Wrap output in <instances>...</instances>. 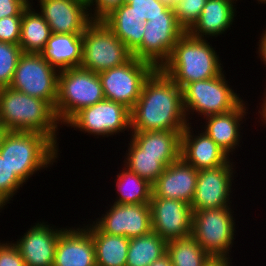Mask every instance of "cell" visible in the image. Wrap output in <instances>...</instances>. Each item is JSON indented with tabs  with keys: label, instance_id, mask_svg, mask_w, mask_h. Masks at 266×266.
I'll return each mask as SVG.
<instances>
[{
	"label": "cell",
	"instance_id": "cell-13",
	"mask_svg": "<svg viewBox=\"0 0 266 266\" xmlns=\"http://www.w3.org/2000/svg\"><path fill=\"white\" fill-rule=\"evenodd\" d=\"M232 159L224 165L198 171L196 188L190 204L192 212L231 206L232 182L237 173Z\"/></svg>",
	"mask_w": 266,
	"mask_h": 266
},
{
	"label": "cell",
	"instance_id": "cell-22",
	"mask_svg": "<svg viewBox=\"0 0 266 266\" xmlns=\"http://www.w3.org/2000/svg\"><path fill=\"white\" fill-rule=\"evenodd\" d=\"M236 2L237 0H207L198 20L187 33L192 37L208 40L225 34L236 20Z\"/></svg>",
	"mask_w": 266,
	"mask_h": 266
},
{
	"label": "cell",
	"instance_id": "cell-26",
	"mask_svg": "<svg viewBox=\"0 0 266 266\" xmlns=\"http://www.w3.org/2000/svg\"><path fill=\"white\" fill-rule=\"evenodd\" d=\"M84 226L92 235L97 266H126L129 238L103 233L92 222Z\"/></svg>",
	"mask_w": 266,
	"mask_h": 266
},
{
	"label": "cell",
	"instance_id": "cell-18",
	"mask_svg": "<svg viewBox=\"0 0 266 266\" xmlns=\"http://www.w3.org/2000/svg\"><path fill=\"white\" fill-rule=\"evenodd\" d=\"M194 131L188 124L181 134L180 157L186 163L199 171L224 165L230 160L229 155L204 131Z\"/></svg>",
	"mask_w": 266,
	"mask_h": 266
},
{
	"label": "cell",
	"instance_id": "cell-8",
	"mask_svg": "<svg viewBox=\"0 0 266 266\" xmlns=\"http://www.w3.org/2000/svg\"><path fill=\"white\" fill-rule=\"evenodd\" d=\"M132 57V52L102 20H93L82 34L83 69L100 73L123 65Z\"/></svg>",
	"mask_w": 266,
	"mask_h": 266
},
{
	"label": "cell",
	"instance_id": "cell-9",
	"mask_svg": "<svg viewBox=\"0 0 266 266\" xmlns=\"http://www.w3.org/2000/svg\"><path fill=\"white\" fill-rule=\"evenodd\" d=\"M59 72L40 53H22L9 87L29 96L43 99L55 108Z\"/></svg>",
	"mask_w": 266,
	"mask_h": 266
},
{
	"label": "cell",
	"instance_id": "cell-23",
	"mask_svg": "<svg viewBox=\"0 0 266 266\" xmlns=\"http://www.w3.org/2000/svg\"><path fill=\"white\" fill-rule=\"evenodd\" d=\"M40 54L51 66L59 71L80 67L82 60V34L51 33L46 46Z\"/></svg>",
	"mask_w": 266,
	"mask_h": 266
},
{
	"label": "cell",
	"instance_id": "cell-3",
	"mask_svg": "<svg viewBox=\"0 0 266 266\" xmlns=\"http://www.w3.org/2000/svg\"><path fill=\"white\" fill-rule=\"evenodd\" d=\"M59 147L46 135L29 131H8L0 156L16 176L27 184L38 171L52 167L59 158Z\"/></svg>",
	"mask_w": 266,
	"mask_h": 266
},
{
	"label": "cell",
	"instance_id": "cell-21",
	"mask_svg": "<svg viewBox=\"0 0 266 266\" xmlns=\"http://www.w3.org/2000/svg\"><path fill=\"white\" fill-rule=\"evenodd\" d=\"M248 103L243 101L237 108L224 114L210 115L203 118L204 123L200 126L215 143L222 148L229 156L235 153V149L241 143L242 135L241 128L243 122L246 121ZM245 119V120H244ZM204 126V127H203ZM204 129V130H203ZM233 152V153H232Z\"/></svg>",
	"mask_w": 266,
	"mask_h": 266
},
{
	"label": "cell",
	"instance_id": "cell-24",
	"mask_svg": "<svg viewBox=\"0 0 266 266\" xmlns=\"http://www.w3.org/2000/svg\"><path fill=\"white\" fill-rule=\"evenodd\" d=\"M102 21L132 53L141 45L145 23L128 3L115 8Z\"/></svg>",
	"mask_w": 266,
	"mask_h": 266
},
{
	"label": "cell",
	"instance_id": "cell-11",
	"mask_svg": "<svg viewBox=\"0 0 266 266\" xmlns=\"http://www.w3.org/2000/svg\"><path fill=\"white\" fill-rule=\"evenodd\" d=\"M64 126L77 129L84 134L112 137L127 130L131 132L130 109L125 105L102 100L77 112Z\"/></svg>",
	"mask_w": 266,
	"mask_h": 266
},
{
	"label": "cell",
	"instance_id": "cell-49",
	"mask_svg": "<svg viewBox=\"0 0 266 266\" xmlns=\"http://www.w3.org/2000/svg\"><path fill=\"white\" fill-rule=\"evenodd\" d=\"M131 0H124V3H129Z\"/></svg>",
	"mask_w": 266,
	"mask_h": 266
},
{
	"label": "cell",
	"instance_id": "cell-15",
	"mask_svg": "<svg viewBox=\"0 0 266 266\" xmlns=\"http://www.w3.org/2000/svg\"><path fill=\"white\" fill-rule=\"evenodd\" d=\"M152 230L166 241L192 234L191 205L179 200L152 197L150 200Z\"/></svg>",
	"mask_w": 266,
	"mask_h": 266
},
{
	"label": "cell",
	"instance_id": "cell-17",
	"mask_svg": "<svg viewBox=\"0 0 266 266\" xmlns=\"http://www.w3.org/2000/svg\"><path fill=\"white\" fill-rule=\"evenodd\" d=\"M34 224L13 243L25 266H53L58 238L65 227L57 228L44 221Z\"/></svg>",
	"mask_w": 266,
	"mask_h": 266
},
{
	"label": "cell",
	"instance_id": "cell-44",
	"mask_svg": "<svg viewBox=\"0 0 266 266\" xmlns=\"http://www.w3.org/2000/svg\"><path fill=\"white\" fill-rule=\"evenodd\" d=\"M8 130L6 128V126L4 125V122H3V117L1 115V112H0V133H7Z\"/></svg>",
	"mask_w": 266,
	"mask_h": 266
},
{
	"label": "cell",
	"instance_id": "cell-20",
	"mask_svg": "<svg viewBox=\"0 0 266 266\" xmlns=\"http://www.w3.org/2000/svg\"><path fill=\"white\" fill-rule=\"evenodd\" d=\"M197 177L198 170L180 157L168 165L152 184V197L174 199L191 204Z\"/></svg>",
	"mask_w": 266,
	"mask_h": 266
},
{
	"label": "cell",
	"instance_id": "cell-48",
	"mask_svg": "<svg viewBox=\"0 0 266 266\" xmlns=\"http://www.w3.org/2000/svg\"><path fill=\"white\" fill-rule=\"evenodd\" d=\"M83 2L89 4L90 3V0H82Z\"/></svg>",
	"mask_w": 266,
	"mask_h": 266
},
{
	"label": "cell",
	"instance_id": "cell-41",
	"mask_svg": "<svg viewBox=\"0 0 266 266\" xmlns=\"http://www.w3.org/2000/svg\"><path fill=\"white\" fill-rule=\"evenodd\" d=\"M232 259L227 257H210L203 266H233Z\"/></svg>",
	"mask_w": 266,
	"mask_h": 266
},
{
	"label": "cell",
	"instance_id": "cell-43",
	"mask_svg": "<svg viewBox=\"0 0 266 266\" xmlns=\"http://www.w3.org/2000/svg\"><path fill=\"white\" fill-rule=\"evenodd\" d=\"M149 266H173L170 256L166 253L158 260H155Z\"/></svg>",
	"mask_w": 266,
	"mask_h": 266
},
{
	"label": "cell",
	"instance_id": "cell-46",
	"mask_svg": "<svg viewBox=\"0 0 266 266\" xmlns=\"http://www.w3.org/2000/svg\"><path fill=\"white\" fill-rule=\"evenodd\" d=\"M6 133H0V148Z\"/></svg>",
	"mask_w": 266,
	"mask_h": 266
},
{
	"label": "cell",
	"instance_id": "cell-29",
	"mask_svg": "<svg viewBox=\"0 0 266 266\" xmlns=\"http://www.w3.org/2000/svg\"><path fill=\"white\" fill-rule=\"evenodd\" d=\"M183 131H131L128 135L142 149V154L180 155Z\"/></svg>",
	"mask_w": 266,
	"mask_h": 266
},
{
	"label": "cell",
	"instance_id": "cell-1",
	"mask_svg": "<svg viewBox=\"0 0 266 266\" xmlns=\"http://www.w3.org/2000/svg\"><path fill=\"white\" fill-rule=\"evenodd\" d=\"M130 116L131 131H184L189 124L182 88L160 69L145 81Z\"/></svg>",
	"mask_w": 266,
	"mask_h": 266
},
{
	"label": "cell",
	"instance_id": "cell-16",
	"mask_svg": "<svg viewBox=\"0 0 266 266\" xmlns=\"http://www.w3.org/2000/svg\"><path fill=\"white\" fill-rule=\"evenodd\" d=\"M37 10L48 23L51 33L83 34L93 21L89 6L82 0H38Z\"/></svg>",
	"mask_w": 266,
	"mask_h": 266
},
{
	"label": "cell",
	"instance_id": "cell-27",
	"mask_svg": "<svg viewBox=\"0 0 266 266\" xmlns=\"http://www.w3.org/2000/svg\"><path fill=\"white\" fill-rule=\"evenodd\" d=\"M33 0L24 9L19 46L23 53H40L51 35L44 17L33 7Z\"/></svg>",
	"mask_w": 266,
	"mask_h": 266
},
{
	"label": "cell",
	"instance_id": "cell-40",
	"mask_svg": "<svg viewBox=\"0 0 266 266\" xmlns=\"http://www.w3.org/2000/svg\"><path fill=\"white\" fill-rule=\"evenodd\" d=\"M259 39V44H257V54L259 56L258 58H260V61L262 60L261 62H263V64L266 66V29L263 30Z\"/></svg>",
	"mask_w": 266,
	"mask_h": 266
},
{
	"label": "cell",
	"instance_id": "cell-39",
	"mask_svg": "<svg viewBox=\"0 0 266 266\" xmlns=\"http://www.w3.org/2000/svg\"><path fill=\"white\" fill-rule=\"evenodd\" d=\"M29 0H0V19L10 16H23Z\"/></svg>",
	"mask_w": 266,
	"mask_h": 266
},
{
	"label": "cell",
	"instance_id": "cell-42",
	"mask_svg": "<svg viewBox=\"0 0 266 266\" xmlns=\"http://www.w3.org/2000/svg\"><path fill=\"white\" fill-rule=\"evenodd\" d=\"M266 87V86H265ZM264 92H263V98H262V103L260 105V108L258 110V117H260L259 119H261L263 123L261 126L266 125V88H264ZM266 127V126H265Z\"/></svg>",
	"mask_w": 266,
	"mask_h": 266
},
{
	"label": "cell",
	"instance_id": "cell-32",
	"mask_svg": "<svg viewBox=\"0 0 266 266\" xmlns=\"http://www.w3.org/2000/svg\"><path fill=\"white\" fill-rule=\"evenodd\" d=\"M22 53L18 44L0 42V88L10 86Z\"/></svg>",
	"mask_w": 266,
	"mask_h": 266
},
{
	"label": "cell",
	"instance_id": "cell-30",
	"mask_svg": "<svg viewBox=\"0 0 266 266\" xmlns=\"http://www.w3.org/2000/svg\"><path fill=\"white\" fill-rule=\"evenodd\" d=\"M167 253V241L153 230L129 239L126 266H149Z\"/></svg>",
	"mask_w": 266,
	"mask_h": 266
},
{
	"label": "cell",
	"instance_id": "cell-19",
	"mask_svg": "<svg viewBox=\"0 0 266 266\" xmlns=\"http://www.w3.org/2000/svg\"><path fill=\"white\" fill-rule=\"evenodd\" d=\"M67 227L58 238L53 266H97L91 232L84 224Z\"/></svg>",
	"mask_w": 266,
	"mask_h": 266
},
{
	"label": "cell",
	"instance_id": "cell-4",
	"mask_svg": "<svg viewBox=\"0 0 266 266\" xmlns=\"http://www.w3.org/2000/svg\"><path fill=\"white\" fill-rule=\"evenodd\" d=\"M0 112L8 131L38 132L48 136L58 147V121L54 108L10 87L0 88Z\"/></svg>",
	"mask_w": 266,
	"mask_h": 266
},
{
	"label": "cell",
	"instance_id": "cell-36",
	"mask_svg": "<svg viewBox=\"0 0 266 266\" xmlns=\"http://www.w3.org/2000/svg\"><path fill=\"white\" fill-rule=\"evenodd\" d=\"M22 16H10L0 19V42L19 44Z\"/></svg>",
	"mask_w": 266,
	"mask_h": 266
},
{
	"label": "cell",
	"instance_id": "cell-33",
	"mask_svg": "<svg viewBox=\"0 0 266 266\" xmlns=\"http://www.w3.org/2000/svg\"><path fill=\"white\" fill-rule=\"evenodd\" d=\"M24 183L11 171L6 161L0 156V212L12 200ZM4 207V208H3Z\"/></svg>",
	"mask_w": 266,
	"mask_h": 266
},
{
	"label": "cell",
	"instance_id": "cell-35",
	"mask_svg": "<svg viewBox=\"0 0 266 266\" xmlns=\"http://www.w3.org/2000/svg\"><path fill=\"white\" fill-rule=\"evenodd\" d=\"M143 23L156 16H163L169 6L159 0H131L128 3Z\"/></svg>",
	"mask_w": 266,
	"mask_h": 266
},
{
	"label": "cell",
	"instance_id": "cell-25",
	"mask_svg": "<svg viewBox=\"0 0 266 266\" xmlns=\"http://www.w3.org/2000/svg\"><path fill=\"white\" fill-rule=\"evenodd\" d=\"M122 166L153 184L172 162L180 155L142 154V149L130 138Z\"/></svg>",
	"mask_w": 266,
	"mask_h": 266
},
{
	"label": "cell",
	"instance_id": "cell-12",
	"mask_svg": "<svg viewBox=\"0 0 266 266\" xmlns=\"http://www.w3.org/2000/svg\"><path fill=\"white\" fill-rule=\"evenodd\" d=\"M185 32L179 25L172 8L169 7L163 12V16H156L145 22L142 43L132 55L160 69Z\"/></svg>",
	"mask_w": 266,
	"mask_h": 266
},
{
	"label": "cell",
	"instance_id": "cell-2",
	"mask_svg": "<svg viewBox=\"0 0 266 266\" xmlns=\"http://www.w3.org/2000/svg\"><path fill=\"white\" fill-rule=\"evenodd\" d=\"M215 50L207 39L185 32L160 70L183 89L191 82L207 80L223 72L222 61Z\"/></svg>",
	"mask_w": 266,
	"mask_h": 266
},
{
	"label": "cell",
	"instance_id": "cell-14",
	"mask_svg": "<svg viewBox=\"0 0 266 266\" xmlns=\"http://www.w3.org/2000/svg\"><path fill=\"white\" fill-rule=\"evenodd\" d=\"M111 205V206H110ZM110 207L93 224L103 233L126 238L140 237L152 231L149 204H116Z\"/></svg>",
	"mask_w": 266,
	"mask_h": 266
},
{
	"label": "cell",
	"instance_id": "cell-34",
	"mask_svg": "<svg viewBox=\"0 0 266 266\" xmlns=\"http://www.w3.org/2000/svg\"><path fill=\"white\" fill-rule=\"evenodd\" d=\"M207 0H180L172 7L179 25L187 32L198 20Z\"/></svg>",
	"mask_w": 266,
	"mask_h": 266
},
{
	"label": "cell",
	"instance_id": "cell-10",
	"mask_svg": "<svg viewBox=\"0 0 266 266\" xmlns=\"http://www.w3.org/2000/svg\"><path fill=\"white\" fill-rule=\"evenodd\" d=\"M155 70L152 64L133 56L123 65L98 73L105 99L121 103L131 110L145 81Z\"/></svg>",
	"mask_w": 266,
	"mask_h": 266
},
{
	"label": "cell",
	"instance_id": "cell-6",
	"mask_svg": "<svg viewBox=\"0 0 266 266\" xmlns=\"http://www.w3.org/2000/svg\"><path fill=\"white\" fill-rule=\"evenodd\" d=\"M226 79L223 71L216 77L191 82L182 89L183 108L189 124H193L189 121L193 118L192 115L197 114V117L205 118L224 114L237 108L244 101Z\"/></svg>",
	"mask_w": 266,
	"mask_h": 266
},
{
	"label": "cell",
	"instance_id": "cell-38",
	"mask_svg": "<svg viewBox=\"0 0 266 266\" xmlns=\"http://www.w3.org/2000/svg\"><path fill=\"white\" fill-rule=\"evenodd\" d=\"M122 4H124V0H90L89 13L92 20H102Z\"/></svg>",
	"mask_w": 266,
	"mask_h": 266
},
{
	"label": "cell",
	"instance_id": "cell-37",
	"mask_svg": "<svg viewBox=\"0 0 266 266\" xmlns=\"http://www.w3.org/2000/svg\"><path fill=\"white\" fill-rule=\"evenodd\" d=\"M0 266H25L24 259L13 241H0Z\"/></svg>",
	"mask_w": 266,
	"mask_h": 266
},
{
	"label": "cell",
	"instance_id": "cell-47",
	"mask_svg": "<svg viewBox=\"0 0 266 266\" xmlns=\"http://www.w3.org/2000/svg\"><path fill=\"white\" fill-rule=\"evenodd\" d=\"M257 1H258L259 4H260V3H261V4H263V3L266 4V0H257Z\"/></svg>",
	"mask_w": 266,
	"mask_h": 266
},
{
	"label": "cell",
	"instance_id": "cell-28",
	"mask_svg": "<svg viewBox=\"0 0 266 266\" xmlns=\"http://www.w3.org/2000/svg\"><path fill=\"white\" fill-rule=\"evenodd\" d=\"M115 176L116 204H149L153 194L152 184L141 178L138 174L131 172L127 167Z\"/></svg>",
	"mask_w": 266,
	"mask_h": 266
},
{
	"label": "cell",
	"instance_id": "cell-7",
	"mask_svg": "<svg viewBox=\"0 0 266 266\" xmlns=\"http://www.w3.org/2000/svg\"><path fill=\"white\" fill-rule=\"evenodd\" d=\"M231 207L195 210L192 213L191 236L211 257L230 258L237 232Z\"/></svg>",
	"mask_w": 266,
	"mask_h": 266
},
{
	"label": "cell",
	"instance_id": "cell-5",
	"mask_svg": "<svg viewBox=\"0 0 266 266\" xmlns=\"http://www.w3.org/2000/svg\"><path fill=\"white\" fill-rule=\"evenodd\" d=\"M105 99L98 73L81 67L60 70L55 114L61 126L81 109Z\"/></svg>",
	"mask_w": 266,
	"mask_h": 266
},
{
	"label": "cell",
	"instance_id": "cell-31",
	"mask_svg": "<svg viewBox=\"0 0 266 266\" xmlns=\"http://www.w3.org/2000/svg\"><path fill=\"white\" fill-rule=\"evenodd\" d=\"M167 254L173 266H203L211 257L191 235L167 241Z\"/></svg>",
	"mask_w": 266,
	"mask_h": 266
},
{
	"label": "cell",
	"instance_id": "cell-45",
	"mask_svg": "<svg viewBox=\"0 0 266 266\" xmlns=\"http://www.w3.org/2000/svg\"><path fill=\"white\" fill-rule=\"evenodd\" d=\"M163 3H166L170 8L177 4L180 0H159Z\"/></svg>",
	"mask_w": 266,
	"mask_h": 266
}]
</instances>
